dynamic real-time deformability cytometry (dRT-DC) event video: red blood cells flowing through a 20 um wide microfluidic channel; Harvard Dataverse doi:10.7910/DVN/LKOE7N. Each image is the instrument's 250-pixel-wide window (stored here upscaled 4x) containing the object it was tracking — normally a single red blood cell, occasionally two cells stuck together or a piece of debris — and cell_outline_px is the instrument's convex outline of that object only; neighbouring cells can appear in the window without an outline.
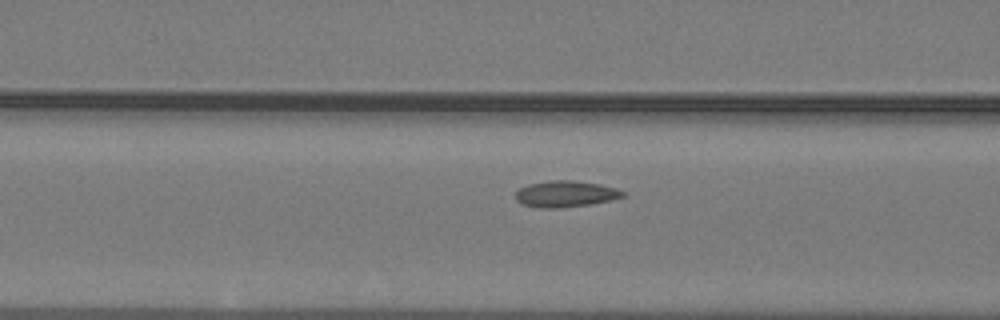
{"species": "common noctule bat (a hibernating species)", "species_latin": "Nyctalus noctula", "temperature_condition": "warm", "stored_images_in_passage": 11, "camera_frame_rate_fps": 3000, "um_per_image_px": 0.085, "animal": {"sex": "male", "body_mass_g": 19.2, "forearm_length_mm": 51.8}, "frame": {"image": 1, "passage_image": 10, "time_ms": 3.0, "image_size_px": [1000, 320], "cell_outline_px": [[628, 196], [612, 200], [592, 204], [556, 208], [536, 208], [524, 204], [516, 200], [516, 192], [520, 188], [528, 184], [552, 180], [572, 180], [600, 184], [616, 188], [628, 192]], "centroid_in_image_um": [48.14, 16.48], "position_along_channel_um": 118.5, "area_um2": 16.65}}